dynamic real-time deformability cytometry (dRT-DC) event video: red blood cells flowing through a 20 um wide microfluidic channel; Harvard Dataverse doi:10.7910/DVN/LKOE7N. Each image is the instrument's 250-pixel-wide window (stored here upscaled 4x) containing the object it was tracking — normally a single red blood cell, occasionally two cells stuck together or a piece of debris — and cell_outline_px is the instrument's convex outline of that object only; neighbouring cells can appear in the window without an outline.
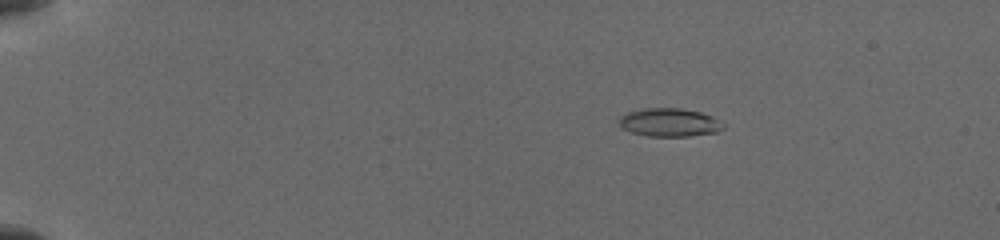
{"species": "common noctule bat (a hibernating species)", "species_latin": "Nyctalus noctula", "temperature_condition": "cold", "stored_images_in_passage": 34, "camera_frame_rate_fps": 3000, "um_per_image_px": 0.085, "animal": {"sex": "female", "body_mass_g": 19.5, "forearm_length_mm": 54.1}, "frame": {"image": 1, "passage_image": 16, "time_ms": 3.333, "image_size_px": [1000, 240], "cell_outline_px": [[724, 128], [716, 132], [688, 136], [648, 136], [632, 132], [620, 128], [620, 116], [628, 112], [644, 108], [680, 108], [700, 112], [712, 116], [724, 124]], "centroid_in_image_um": [56.89, 10.4], "position_along_channel_um": 28.1, "area_um2": 17.11}}
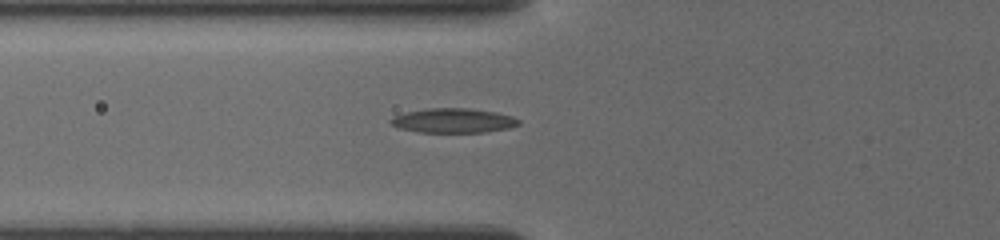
{"frame": {"image": 2, "passage_image": 31, "time_ms": 7.333, "image_size_px": [1000, 240], "cell_outline_px": [[520, 124], [508, 128], [484, 132], [420, 132], [400, 128], [388, 124], [388, 120], [392, 116], [408, 112], [428, 108], [468, 108], [496, 112], [512, 116], [520, 120]], "centroid_in_image_um": [38.5, 10.25], "position_along_channel_um": 87.3, "area_um2": 18.26}}
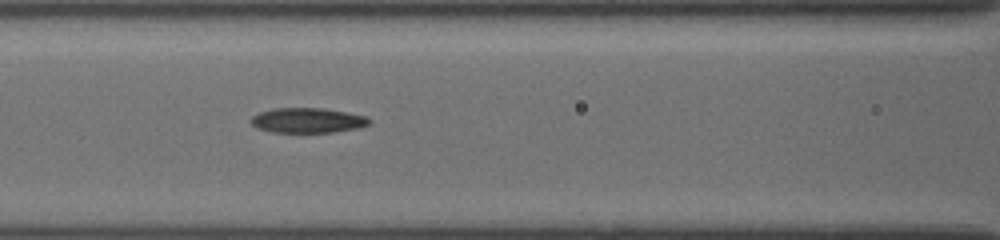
{"frame": {"image": 3, "passage_image": 34, "time_ms": 8.667, "image_size_px": [1000, 240], "cell_outline_px": [[372, 124], [356, 128], [332, 132], [272, 132], [256, 128], [252, 124], [252, 116], [260, 112], [272, 108], [324, 108], [364, 116], [372, 120]], "centroid_in_image_um": [26.14, 10.23], "position_along_channel_um": 140.5, "area_um2": 17.11}}